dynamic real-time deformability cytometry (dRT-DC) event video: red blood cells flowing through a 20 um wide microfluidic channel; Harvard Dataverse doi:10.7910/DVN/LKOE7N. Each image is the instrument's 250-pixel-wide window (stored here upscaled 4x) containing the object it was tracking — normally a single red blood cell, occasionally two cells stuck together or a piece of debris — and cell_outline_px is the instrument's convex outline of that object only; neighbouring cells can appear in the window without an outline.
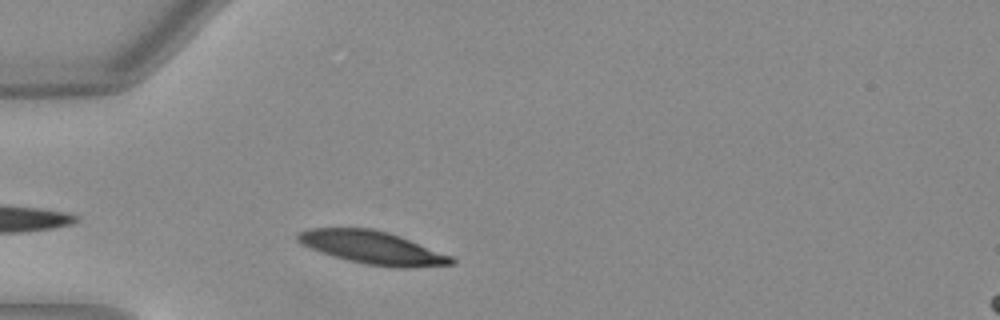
{"species": "Egyptian fruit bat (a non-hibernating species)", "species_latin": "Rousettus aegyptiacus", "temperature_condition": "warm", "stored_images_in_passage": 28, "camera_frame_rate_fps": 3000, "um_per_image_px": 0.085, "animal": {"sex": "female"}, "frame": {"image": 1, "passage_image": 5, "time_ms": 1.333, "image_size_px": [1000, 320], "cell_outline_px": [[456, 264], [408, 268], [396, 268], [368, 264], [348, 260], [320, 252], [300, 244], [296, 240], [296, 236], [300, 232], [312, 228], [372, 228], [388, 232], [400, 236], [452, 256], [456, 260]], "centroid_in_image_um": [31.69, 21.05], "position_along_channel_um": 53.3, "area_um2": 29.48}}
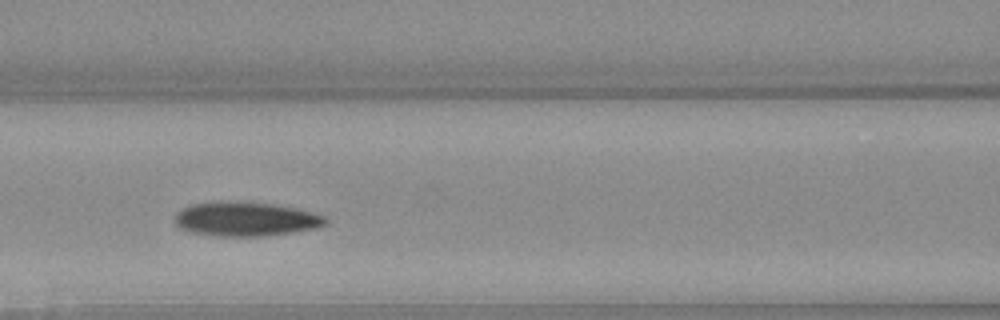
{"frame": {"image": 2, "passage_image": 13, "time_ms": 4.0, "image_size_px": [1000, 320], "cell_outline_px": [[328, 224], [312, 228], [264, 236], [216, 236], [188, 232], [180, 228], [176, 224], [176, 212], [192, 204], [220, 200], [236, 200], [272, 204], [292, 208], [324, 216], [328, 220]], "centroid_in_image_um": [20.8, 18.61], "position_along_channel_um": 145.8, "area_um2": 29.94}}
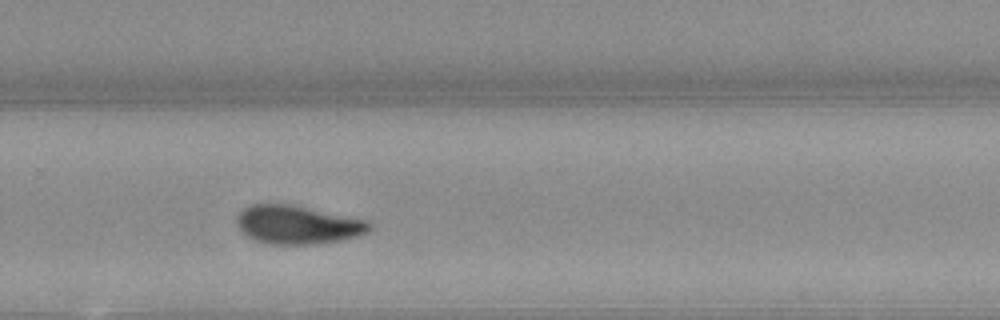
{"frame": {"image": 3, "passage_image": 25, "time_ms": 8.0, "image_size_px": [1000, 320], "cell_outline_px": [[372, 228], [368, 232], [356, 236], [340, 240], [320, 244], [264, 244], [252, 240], [236, 224], [236, 216], [244, 208], [252, 204], [288, 204], [368, 220], [372, 224]], "centroid_in_image_um": [25.29, 19.11], "position_along_channel_um": 304.5, "area_um2": 29.77}}